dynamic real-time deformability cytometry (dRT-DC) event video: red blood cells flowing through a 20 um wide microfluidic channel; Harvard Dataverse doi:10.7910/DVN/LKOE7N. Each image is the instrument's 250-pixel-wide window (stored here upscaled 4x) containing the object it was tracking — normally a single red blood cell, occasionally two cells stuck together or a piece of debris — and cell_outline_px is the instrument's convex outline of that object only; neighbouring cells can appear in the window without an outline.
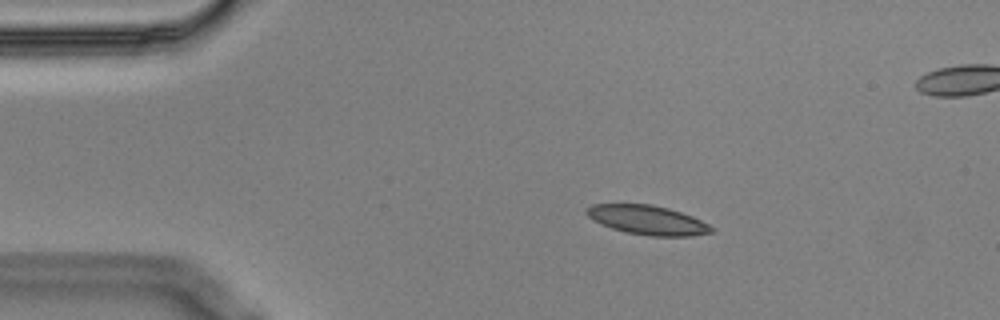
{"species": "Egyptian fruit bat (a non-hibernating species)", "species_latin": "Rousettus aegyptiacus", "temperature_condition": "cold", "stored_images_in_passage": 48, "camera_frame_rate_fps": 3000, "um_per_image_px": 0.085, "animal": {"sex": "male"}, "frame": {"image": 1, "passage_image": 1, "time_ms": 0.0, "image_size_px": [1000, 320], "cell_outline_px": [[716, 232], [692, 236], [648, 236], [624, 232], [600, 224], [592, 220], [584, 212], [592, 204], [652, 204], [668, 208], [692, 216], [708, 224]], "centroid_in_image_um": [55.03, 18.71], "position_along_channel_um": 30.0, "area_um2": 21.39}}
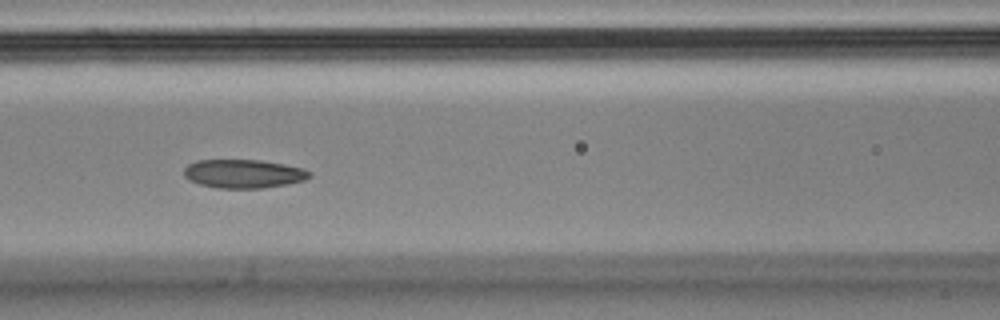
{"frame": {"image": 2, "passage_image": 15, "time_ms": 4.667, "image_size_px": [1000, 320], "cell_outline_px": [[312, 176], [304, 180], [288, 184], [264, 188], [216, 188], [200, 184], [188, 180], [184, 176], [184, 168], [188, 164], [196, 160], [260, 160], [284, 164], [304, 168], [312, 172]], "centroid_in_image_um": [20.71, 14.77], "position_along_channel_um": 145.9, "area_um2": 21.15}}
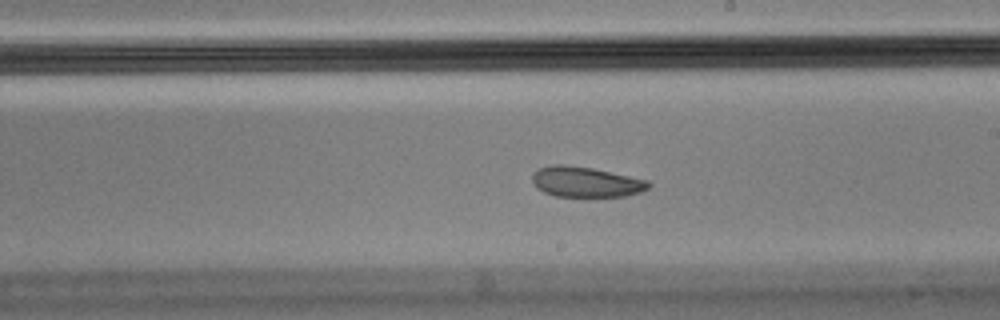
{"frame": {"image": 3, "passage_image": 23, "time_ms": 7.333, "image_size_px": [1000, 320], "cell_outline_px": [[652, 184], [648, 188], [640, 192], [624, 196], [556, 196], [544, 192], [536, 188], [532, 180], [532, 176], [540, 168], [552, 164], [564, 164], [592, 168], [648, 180]], "centroid_in_image_um": [49.79, 15.46], "position_along_channel_um": 239.2, "area_um2": 20.4}, "authors_computed_cell_mechanics": {"area_um2": 21.964, "velocity_mm_per_s": 3.5153, "shape_relaxation_time_tau1_ms": null, "shape_relaxation_time_tau2_ms": 4.1509, "deformation_change_tau1": null, "deformation_change_tau2": 0.0818}}